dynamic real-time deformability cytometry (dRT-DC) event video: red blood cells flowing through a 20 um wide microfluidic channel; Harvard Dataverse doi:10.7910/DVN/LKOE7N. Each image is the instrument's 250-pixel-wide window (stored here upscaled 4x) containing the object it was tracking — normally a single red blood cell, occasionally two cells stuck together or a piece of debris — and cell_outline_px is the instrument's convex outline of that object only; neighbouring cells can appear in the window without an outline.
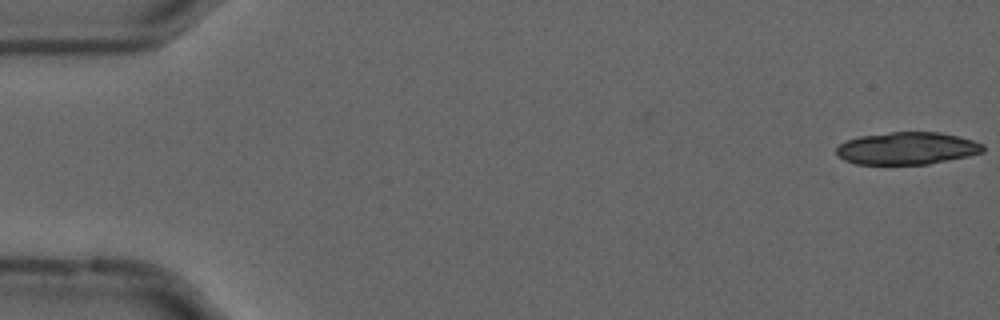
{"species": "common noctule bat (a hibernating species)", "species_latin": "Nyctalus noctula", "temperature_condition": "cold", "stored_images_in_passage": 11, "camera_frame_rate_fps": 3000, "um_per_image_px": 0.085, "animal": {"sex": "male", "forearm_length_mm": 52.5}, "frame": {"image": 1, "passage_image": 1, "time_ms": 0.0, "image_size_px": [1000, 320], "cell_outline_px": [[984, 152], [968, 156], [928, 164], [856, 164], [844, 160], [836, 156], [836, 148], [840, 144], [848, 140], [860, 136], [892, 132], [940, 132], [960, 136], [984, 144]], "centroid_in_image_um": [77.11, 12.61], "position_along_channel_um": 7.9, "area_um2": 27.74}}